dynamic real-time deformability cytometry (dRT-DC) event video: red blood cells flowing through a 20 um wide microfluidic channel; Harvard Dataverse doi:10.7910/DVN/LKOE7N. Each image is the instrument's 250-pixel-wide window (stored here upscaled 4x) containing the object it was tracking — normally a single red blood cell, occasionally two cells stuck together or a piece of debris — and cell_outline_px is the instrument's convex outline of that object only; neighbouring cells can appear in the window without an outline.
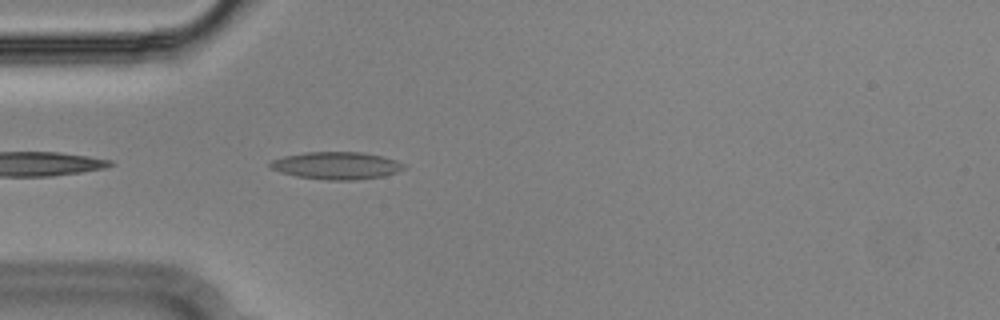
{"species": "Egyptian fruit bat (a non-hibernating species)", "species_latin": "Rousettus aegyptiacus", "temperature_condition": "cold", "stored_images_in_passage": 11, "camera_frame_rate_fps": 3000, "um_per_image_px": 0.085, "animal": {"sex": "male"}, "frame": {"image": 1, "passage_image": 2, "time_ms": 0.333, "image_size_px": [1000, 320], "cell_outline_px": [[408, 168], [384, 176], [356, 180], [328, 180], [296, 176], [280, 172], [268, 168], [268, 164], [272, 160], [284, 156], [304, 152], [360, 152], [380, 156], [396, 160], [404, 164]], "centroid_in_image_um": [28.59, 14.08], "position_along_channel_um": 56.4, "area_um2": 21.44}}